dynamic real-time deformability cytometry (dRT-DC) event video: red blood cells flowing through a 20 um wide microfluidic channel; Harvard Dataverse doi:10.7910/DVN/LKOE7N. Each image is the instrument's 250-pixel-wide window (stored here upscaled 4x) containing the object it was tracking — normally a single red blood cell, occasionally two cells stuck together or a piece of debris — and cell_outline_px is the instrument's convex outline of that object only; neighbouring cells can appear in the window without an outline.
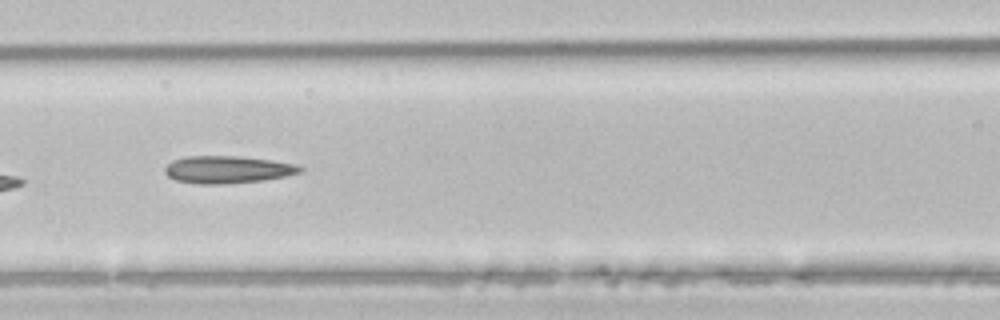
{"species": "common noctule bat (a hibernating species)", "species_latin": "Nyctalus noctula", "temperature_condition": "room temperature", "stored_images_in_passage": 6, "camera_frame_rate_fps": 3000, "um_per_image_px": 0.085, "animal": {"sex": "male", "body_mass_g": 21.5, "forearm_length_mm": 52.0}, "frame": {"image": 1, "passage_image": 6, "time_ms": 1.667, "image_size_px": [1000, 320], "cell_outline_px": [[304, 168], [300, 172], [284, 176], [260, 180], [228, 184], [200, 184], [176, 180], [168, 176], [164, 172], [164, 168], [172, 160], [184, 156], [240, 156], [272, 160], [296, 164]], "centroid_in_image_um": [19.31, 14.4], "position_along_channel_um": 147.3, "area_um2": 21.56}}